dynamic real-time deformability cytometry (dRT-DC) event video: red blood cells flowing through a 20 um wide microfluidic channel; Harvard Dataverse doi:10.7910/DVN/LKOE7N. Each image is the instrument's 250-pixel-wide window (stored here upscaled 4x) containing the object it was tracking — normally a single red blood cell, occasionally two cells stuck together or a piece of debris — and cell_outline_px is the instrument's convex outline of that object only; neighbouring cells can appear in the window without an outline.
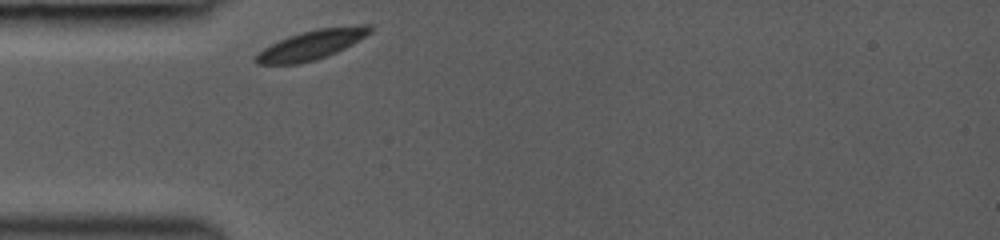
{"species": "common noctule bat (a hibernating species)", "species_latin": "Nyctalus noctula", "temperature_condition": "room temperature", "stored_images_in_passage": 28, "camera_frame_rate_fps": 3000, "um_per_image_px": 0.085, "animal": {"sex": "female", "body_mass_g": 19.0, "forearm_length_mm": 53.3}, "frame": {"image": 1, "passage_image": 1, "time_ms": 0.0, "image_size_px": [1000, 240], "cell_outline_px": [[372, 32], [352, 44], [328, 56], [296, 64], [256, 64], [252, 60], [264, 48], [288, 36], [300, 32], [320, 28], [360, 24], [372, 24]], "centroid_in_image_um": [26.52, 3.79], "position_along_channel_um": 58.5, "area_um2": 19.48}}
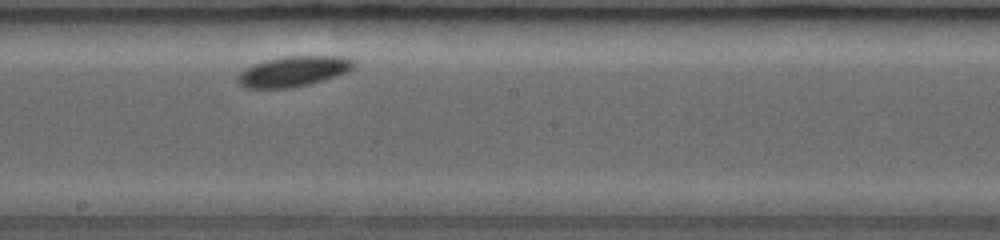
{"frame": {"image": 2, "passage_image": 14, "time_ms": 4.333, "image_size_px": [1000, 240], "cell_outline_px": [[356, 64], [352, 68], [344, 72], [324, 80], [308, 84], [288, 88], [244, 88], [236, 80], [236, 76], [244, 68], [264, 60], [284, 56], [340, 56], [352, 60]], "centroid_in_image_um": [24.86, 6.06], "position_along_channel_um": 223.3, "area_um2": 20.4}}
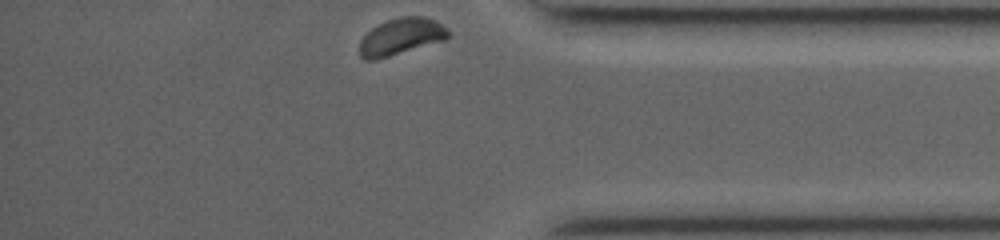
{"frame": {"image": 3, "passage_image": 28, "time_ms": 9.0, "image_size_px": [1000, 240], "cell_outline_px": [[448, 36], [444, 40], [376, 60], [364, 60], [360, 56], [360, 40], [372, 28], [388, 20], [400, 16], [424, 16], [436, 20], [448, 28]], "centroid_in_image_um": [34.09, 3.1], "position_along_channel_um": 401.1, "area_um2": 18.84}, "authors_computed_cell_mechanics": {"area_um2": 19.5364, "velocity_mm_per_s": 3.8829, "shape_relaxation_time_tau1_ms": 3.8843, "shape_relaxation_time_tau2_ms": null, "deformation_change_tau1": 0.1382, "deformation_change_tau2": null}}